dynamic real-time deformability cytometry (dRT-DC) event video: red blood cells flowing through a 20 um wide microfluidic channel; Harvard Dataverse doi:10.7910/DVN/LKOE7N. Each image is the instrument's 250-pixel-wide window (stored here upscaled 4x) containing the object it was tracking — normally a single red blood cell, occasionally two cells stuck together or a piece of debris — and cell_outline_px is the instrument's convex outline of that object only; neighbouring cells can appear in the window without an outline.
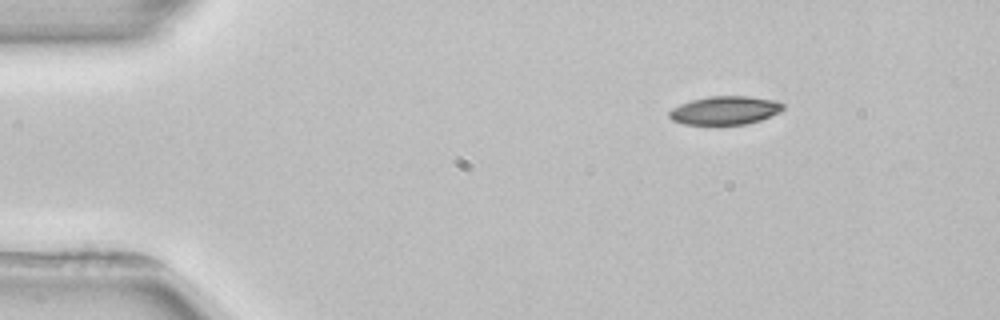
{"species": "common noctule bat (a hibernating species)", "species_latin": "Nyctalus noctula", "temperature_condition": "room temperature", "stored_images_in_passage": 2, "camera_frame_rate_fps": 3000, "um_per_image_px": 0.085, "animal": {"sex": "female", "body_mass_g": 22.7, "forearm_length_mm": 54.2}, "frame": {"image": 1, "passage_image": 1, "time_ms": 0.0, "image_size_px": [1000, 320], "cell_outline_px": [[784, 108], [780, 112], [760, 120], [744, 124], [684, 124], [672, 120], [668, 116], [668, 112], [672, 108], [680, 104], [692, 100], [708, 96], [748, 96], [776, 100], [784, 104]], "centroid_in_image_um": [61.62, 9.37], "position_along_channel_um": 23.4, "area_um2": 18.84}}